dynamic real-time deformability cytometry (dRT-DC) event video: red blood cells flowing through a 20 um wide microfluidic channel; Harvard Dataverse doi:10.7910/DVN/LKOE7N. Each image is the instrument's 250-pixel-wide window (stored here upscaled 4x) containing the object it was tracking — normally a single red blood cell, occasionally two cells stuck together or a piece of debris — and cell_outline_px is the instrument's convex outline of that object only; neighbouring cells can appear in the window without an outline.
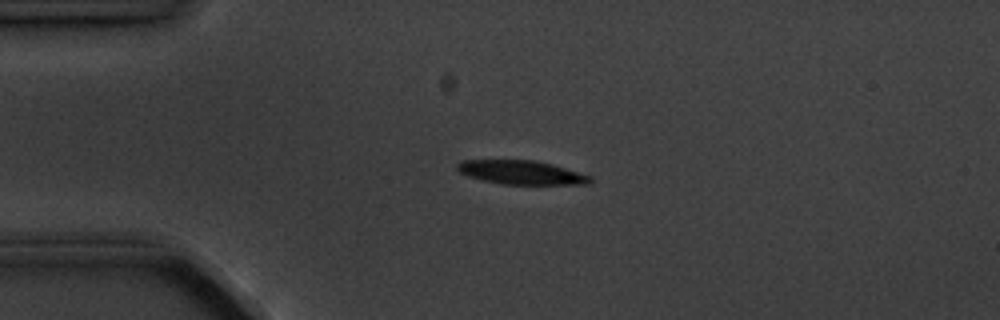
{"species": "common noctule bat (a hibernating species)", "species_latin": "Nyctalus noctula", "temperature_condition": "cold", "stored_images_in_passage": 4, "camera_frame_rate_fps": 3000, "um_per_image_px": 0.085, "animal": {"sex": "male", "body_mass_g": 20.1, "forearm_length_mm": 53.5}, "frame": {"image": 1, "passage_image": 3, "time_ms": 2.0, "image_size_px": [1000, 320], "cell_outline_px": [[592, 180], [588, 184], [500, 184], [468, 176], [460, 172], [456, 168], [456, 164], [460, 160], [532, 160], [552, 164], [592, 176]], "centroid_in_image_um": [44.3, 14.65], "position_along_channel_um": 40.7, "area_um2": 18.38}}